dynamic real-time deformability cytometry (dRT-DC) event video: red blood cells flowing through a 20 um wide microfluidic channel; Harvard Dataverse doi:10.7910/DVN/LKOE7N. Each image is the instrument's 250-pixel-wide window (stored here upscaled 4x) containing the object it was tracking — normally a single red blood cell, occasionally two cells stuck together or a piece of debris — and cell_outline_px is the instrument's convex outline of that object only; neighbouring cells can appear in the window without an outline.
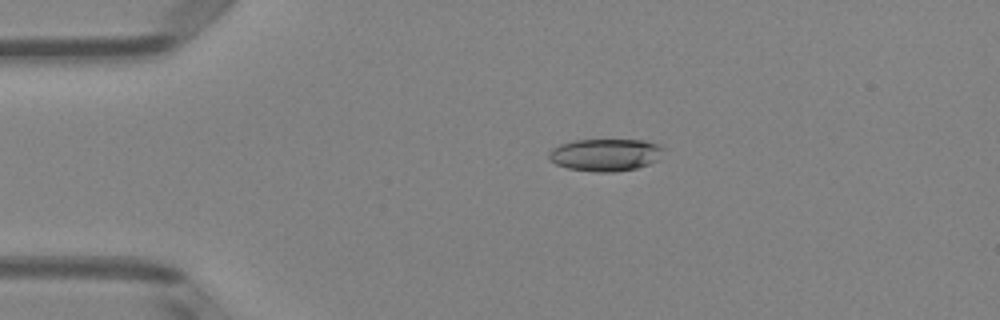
{"species": "Egyptian fruit bat (a non-hibernating species)", "species_latin": "Rousettus aegyptiacus", "temperature_condition": "room temperature", "stored_images_in_passage": 49, "camera_frame_rate_fps": 3000, "um_per_image_px": 0.085, "animal": {"sex": "female"}, "frame": {"image": 1, "passage_image": 9, "time_ms": 2.667, "image_size_px": [1000, 320], "cell_outline_px": [[664, 148], [656, 160], [648, 164], [636, 168], [612, 172], [596, 172], [568, 168], [556, 164], [548, 156], [548, 152], [552, 148], [560, 144], [572, 140], [644, 140], [660, 144]], "centroid_in_image_um": [51.44, 13.15], "position_along_channel_um": 33.6, "area_um2": 21.5}}
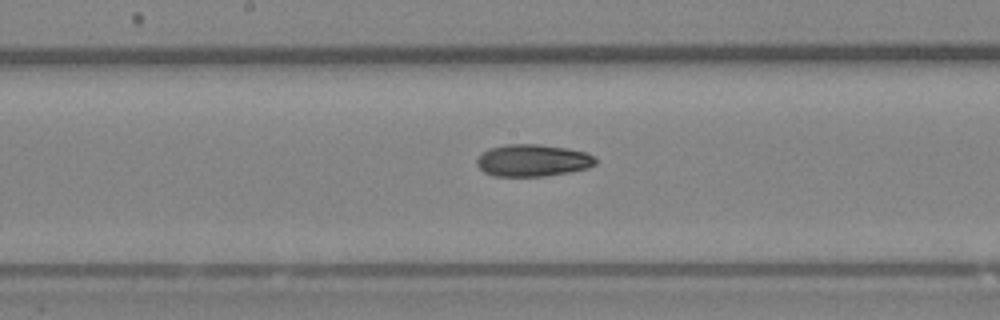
{"frame": {"image": 2, "passage_image": 25, "time_ms": 8.0, "image_size_px": [1000, 320], "cell_outline_px": [[596, 164], [588, 168], [568, 172], [544, 176], [492, 176], [484, 172], [476, 164], [476, 160], [484, 152], [492, 148], [508, 144], [536, 144], [564, 148], [584, 152], [592, 156], [596, 160]], "centroid_in_image_um": [45.26, 13.65], "position_along_channel_um": 202.9, "area_um2": 21.85}}
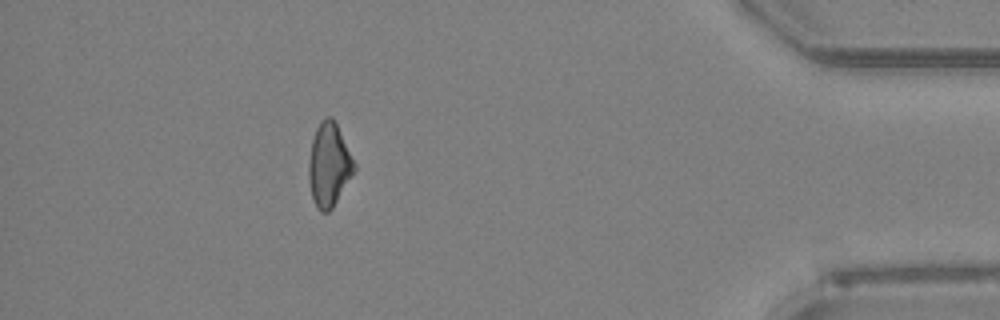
{"frame": {"image": 3, "passage_image": 44, "time_ms": 14.333, "image_size_px": [1000, 320], "cell_outline_px": [[356, 168], [332, 208], [328, 212], [320, 212], [316, 208], [312, 200], [308, 180], [308, 164], [312, 140], [316, 128], [320, 120], [328, 116], [332, 116], [356, 164]], "centroid_in_image_um": [27.93, 14.03], "position_along_channel_um": 407.3, "area_um2": 22.08}, "authors_computed_cell_mechanics": {"area_um2": 22.1374, "velocity_mm_per_s": 4.0116, "shape_relaxation_time_tau1_ms": 6.4638, "shape_relaxation_time_tau2_ms": 6.4059, "deformation_change_tau1": 0.158, "deformation_change_tau2": 0.1519}}